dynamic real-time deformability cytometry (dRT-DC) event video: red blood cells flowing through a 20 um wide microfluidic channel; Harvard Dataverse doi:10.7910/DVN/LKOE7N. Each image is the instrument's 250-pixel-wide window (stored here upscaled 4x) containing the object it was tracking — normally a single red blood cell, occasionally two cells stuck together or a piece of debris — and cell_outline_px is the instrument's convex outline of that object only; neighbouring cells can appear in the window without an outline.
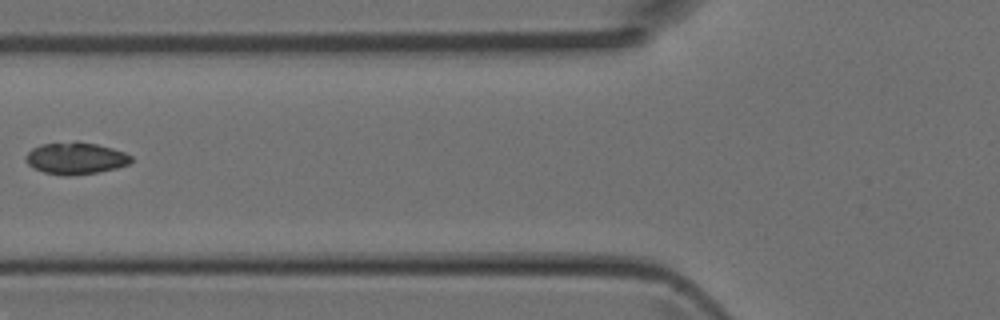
{"species": "Egyptian fruit bat (a non-hibernating species)", "species_latin": "Rousettus aegyptiacus", "temperature_condition": "room temperature", "stored_images_in_passage": 3, "camera_frame_rate_fps": 3000, "um_per_image_px": 0.085, "animal": {"sex": "female"}, "frame": {"image": 1, "passage_image": 3, "time_ms": 0.667, "image_size_px": [1000, 320], "cell_outline_px": [[132, 160], [128, 164], [116, 168], [96, 172], [72, 176], [68, 176], [44, 172], [32, 168], [28, 164], [28, 152], [32, 148], [44, 144], [76, 140], [96, 144], [112, 148], [124, 152], [132, 156]], "centroid_in_image_um": [6.45, 13.44], "position_along_channel_um": 119.4, "area_um2": 19.48}}